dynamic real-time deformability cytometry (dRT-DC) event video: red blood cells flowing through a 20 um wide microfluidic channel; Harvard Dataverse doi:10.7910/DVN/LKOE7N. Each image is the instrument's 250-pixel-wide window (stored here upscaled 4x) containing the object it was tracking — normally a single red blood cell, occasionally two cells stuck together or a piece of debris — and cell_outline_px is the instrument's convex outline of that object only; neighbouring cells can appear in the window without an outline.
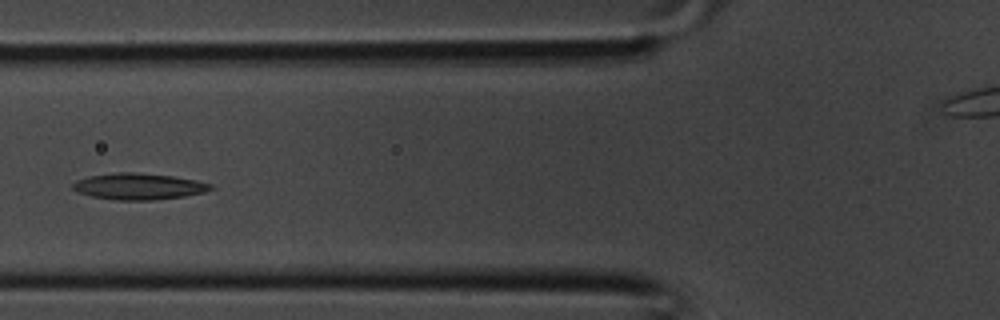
{"species": "common noctule bat (a hibernating species)", "species_latin": "Nyctalus noctula", "temperature_condition": "room temperature", "stored_images_in_passage": 35, "camera_frame_rate_fps": 3000, "um_per_image_px": 0.085, "animal": {"sex": "male", "body_mass_g": 20.1, "forearm_length_mm": 53.5}, "frame": {"image": 1, "passage_image": 11, "time_ms": 3.333, "image_size_px": [1000, 320], "cell_outline_px": [[212, 188], [204, 192], [184, 196], [152, 200], [116, 200], [92, 196], [76, 192], [72, 188], [72, 184], [76, 180], [88, 176], [120, 172], [132, 172], [172, 176], [196, 180], [212, 184]], "centroid_in_image_um": [11.75, 15.84], "position_along_channel_um": 114.1, "area_um2": 21.04}}
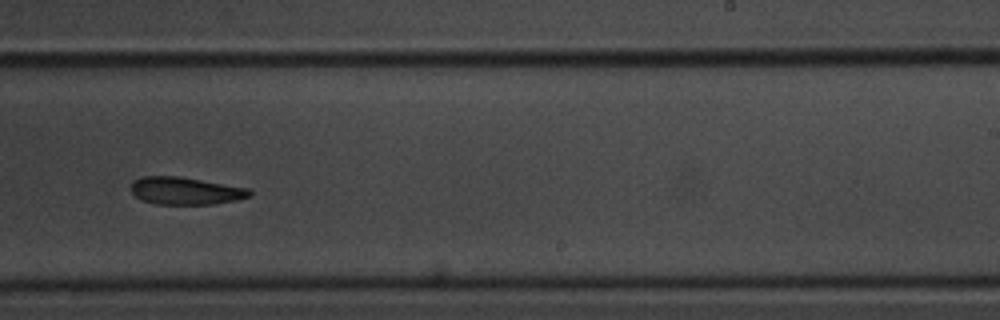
{"frame": {"image": 2, "passage_image": 20, "time_ms": 6.333, "image_size_px": [1000, 320], "cell_outline_px": [[252, 196], [236, 200], [216, 204], [156, 204], [140, 200], [128, 188], [132, 180], [144, 176], [176, 176], [248, 188], [252, 192]], "centroid_in_image_um": [15.72, 16.23], "position_along_channel_um": 273.3, "area_um2": 19.07}}
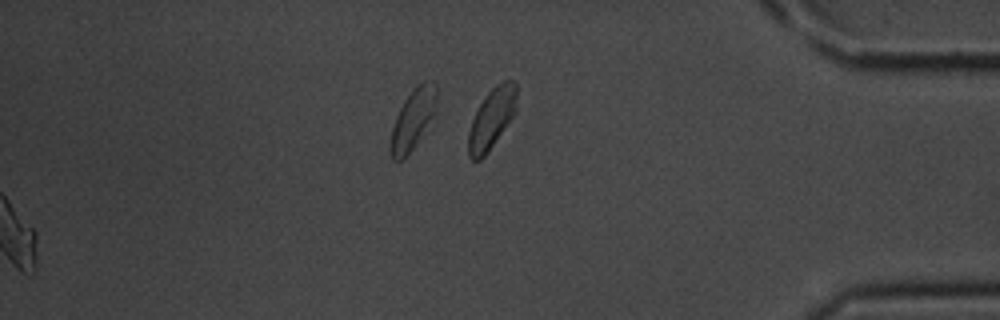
{"frame": {"image": 3, "passage_image": 35, "time_ms": 11.333, "image_size_px": [1000, 320], "cell_outline_px": [[516, 112], [484, 156], [480, 160], [472, 160], [468, 156], [468, 132], [472, 120], [484, 96], [496, 84], [504, 80], [516, 80]], "centroid_in_image_um": [41.79, 10.05], "position_along_channel_um": 393.4, "area_um2": 16.88}}